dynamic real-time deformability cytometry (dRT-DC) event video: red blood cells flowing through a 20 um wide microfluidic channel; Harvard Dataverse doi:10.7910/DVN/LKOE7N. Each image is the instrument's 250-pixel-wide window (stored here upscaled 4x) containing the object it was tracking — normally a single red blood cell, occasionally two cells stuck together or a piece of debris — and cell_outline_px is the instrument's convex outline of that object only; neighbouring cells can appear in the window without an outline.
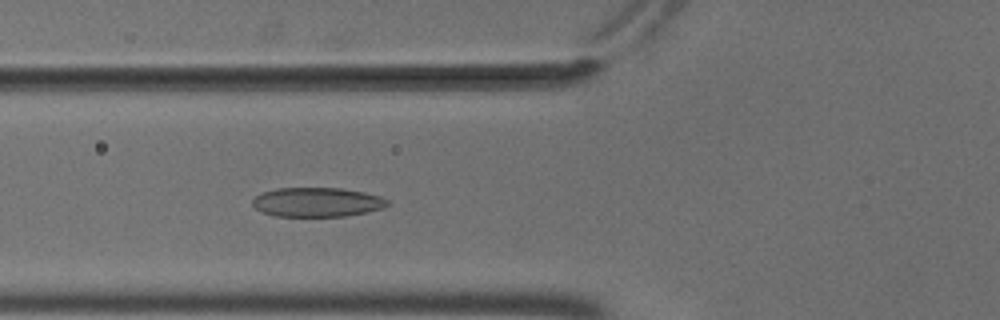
{"species": "common noctule bat (a hibernating species)", "species_latin": "Nyctalus noctula", "temperature_condition": "cold", "stored_images_in_passage": 56, "camera_frame_rate_fps": 3000, "um_per_image_px": 0.085, "animal": {"sex": "male", "body_mass_g": 18.8}, "frame": {"image": 1, "passage_image": 22, "time_ms": 7.0, "image_size_px": [1000, 320], "cell_outline_px": [[392, 200], [384, 208], [368, 212], [344, 216], [276, 216], [260, 212], [252, 204], [252, 200], [260, 192], [276, 188], [340, 188], [364, 192], [380, 196]], "centroid_in_image_um": [26.96, 17.18], "position_along_channel_um": 98.8, "area_um2": 23.29}}
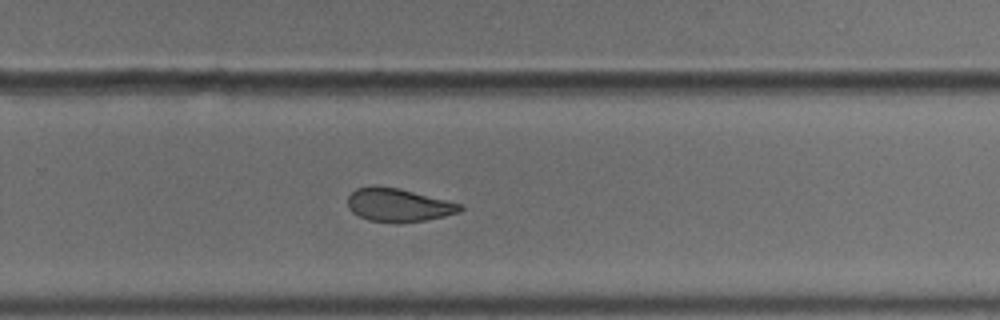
{"frame": {"image": 2, "passage_image": 38, "time_ms": 12.333, "image_size_px": [1000, 320], "cell_outline_px": [[464, 208], [460, 212], [444, 216], [424, 220], [396, 224], [368, 220], [352, 212], [348, 208], [348, 196], [356, 188], [396, 188], [464, 204]], "centroid_in_image_um": [33.9, 17.47], "position_along_channel_um": 295.9, "area_um2": 21.44}}
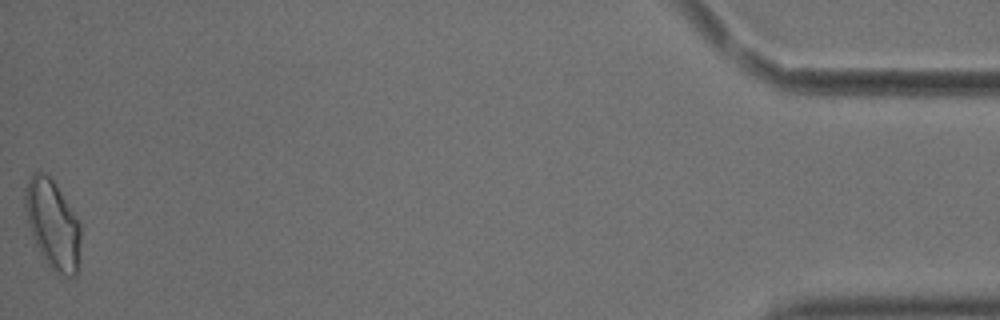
{"frame": {"image": 3, "passage_image": 56, "time_ms": 18.333, "image_size_px": [1000, 320], "cell_outline_px": [[80, 240], [76, 276], [68, 276], [56, 272], [48, 264], [40, 252], [32, 236], [24, 212], [24, 188], [32, 172], [40, 172], [48, 176], [56, 184], [76, 216], [80, 224]], "centroid_in_image_um": [4.45, 19.03], "position_along_channel_um": 430.8, "area_um2": 28.55}, "authors_computed_cell_mechanics": {"area_um2": 23.7847, "velocity_mm_per_s": 3.6868, "shape_relaxation_time_tau1_ms": null, "shape_relaxation_time_tau2_ms": 1.9425, "deformation_change_tau1": null, "deformation_change_tau2": 0.0815}}